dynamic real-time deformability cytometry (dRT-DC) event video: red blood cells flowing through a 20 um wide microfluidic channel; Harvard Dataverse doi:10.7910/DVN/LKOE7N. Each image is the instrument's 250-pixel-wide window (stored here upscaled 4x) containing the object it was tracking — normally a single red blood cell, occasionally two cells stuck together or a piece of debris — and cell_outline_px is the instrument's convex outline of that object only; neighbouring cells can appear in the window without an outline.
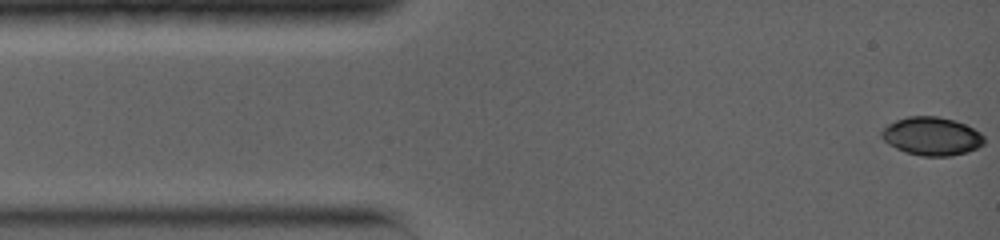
{"species": "common noctule bat (a hibernating species)", "species_latin": "Nyctalus noctula", "temperature_condition": "warm", "stored_images_in_passage": 27, "camera_frame_rate_fps": 5000, "um_per_image_px": 0.085, "animal": {"sex": "female", "body_mass_g": 19.0, "forearm_length_mm": 56.7}, "frame": {"image": 1, "passage_image": 1, "time_ms": 0.0, "image_size_px": [1000, 240], "cell_outline_px": [[984, 144], [968, 152], [952, 156], [920, 156], [896, 148], [888, 144], [880, 136], [880, 132], [888, 124], [896, 120], [908, 116], [936, 116], [952, 120], [964, 124], [980, 132], [984, 136]], "centroid_in_image_um": [79.19, 11.58], "position_along_channel_um": 5.8, "area_um2": 22.83}}
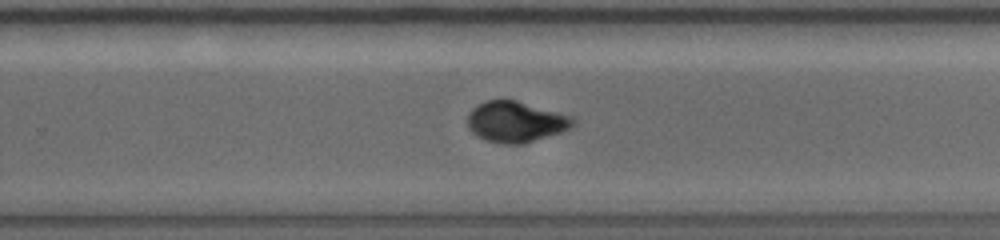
{"frame": {"image": 2, "passage_image": 18, "time_ms": 9.0, "image_size_px": [1000, 240], "cell_outline_px": [[576, 124], [572, 128], [560, 132], [520, 144], [504, 144], [488, 140], [476, 136], [468, 128], [468, 112], [472, 108], [488, 100], [516, 100], [572, 116], [576, 120]], "centroid_in_image_um": [43.85, 10.35], "position_along_channel_um": 286.0, "area_um2": 24.91}}
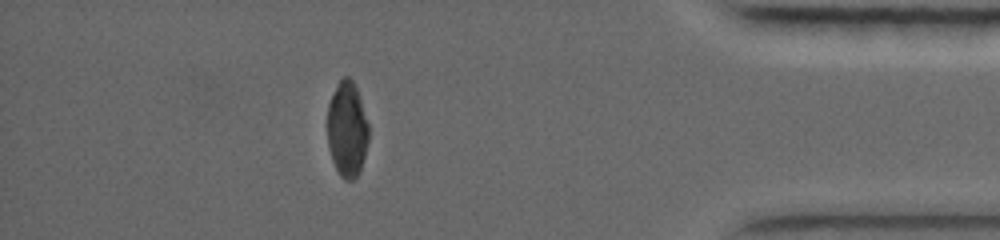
{"frame": {"image": 3, "passage_image": 24, "time_ms": 13.0, "image_size_px": [1000, 240], "cell_outline_px": [[368, 140], [360, 172], [352, 180], [344, 180], [340, 176], [332, 160], [328, 148], [328, 104], [340, 80], [344, 76], [348, 76], [352, 80], [356, 88], [368, 124]], "centroid_in_image_um": [29.5, 11.03], "position_along_channel_um": 405.7, "area_um2": 22.6}, "authors_computed_cell_mechanics": {"area_um2": 24.276, "velocity_mm_per_s": 3.9968, "shape_relaxation_time_tau1_ms": 3.5766, "shape_relaxation_time_tau2_ms": 1.8484, "deformation_change_tau1": 0.1553, "deformation_change_tau2": 0.029}}